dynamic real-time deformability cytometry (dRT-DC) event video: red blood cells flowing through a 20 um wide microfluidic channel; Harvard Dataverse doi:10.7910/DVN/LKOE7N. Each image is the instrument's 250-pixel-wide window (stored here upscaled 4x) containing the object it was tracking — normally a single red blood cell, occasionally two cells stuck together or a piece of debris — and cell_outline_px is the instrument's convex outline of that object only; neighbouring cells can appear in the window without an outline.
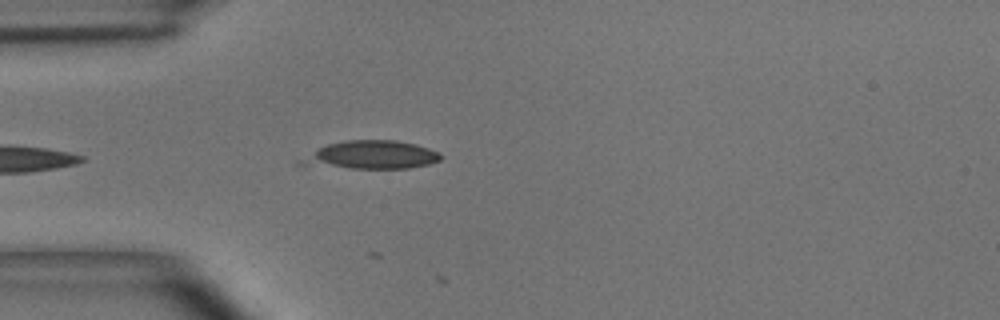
{"species": "common noctule bat (a hibernating species)", "species_latin": "Nyctalus noctula", "temperature_condition": "room temperature", "stored_images_in_passage": 4, "camera_frame_rate_fps": 3000, "um_per_image_px": 0.085, "animal": {"sex": "male", "body_mass_g": 15.6}, "frame": {"image": 1, "passage_image": 2, "time_ms": 0.333, "image_size_px": [1000, 320], "cell_outline_px": [[444, 156], [440, 160], [428, 164], [408, 168], [352, 168], [296, 164], [296, 160], [328, 144], [344, 140], [396, 140], [416, 144], [440, 152]], "centroid_in_image_um": [31.56, 13.17], "position_along_channel_um": 53.4, "area_um2": 22.95}}